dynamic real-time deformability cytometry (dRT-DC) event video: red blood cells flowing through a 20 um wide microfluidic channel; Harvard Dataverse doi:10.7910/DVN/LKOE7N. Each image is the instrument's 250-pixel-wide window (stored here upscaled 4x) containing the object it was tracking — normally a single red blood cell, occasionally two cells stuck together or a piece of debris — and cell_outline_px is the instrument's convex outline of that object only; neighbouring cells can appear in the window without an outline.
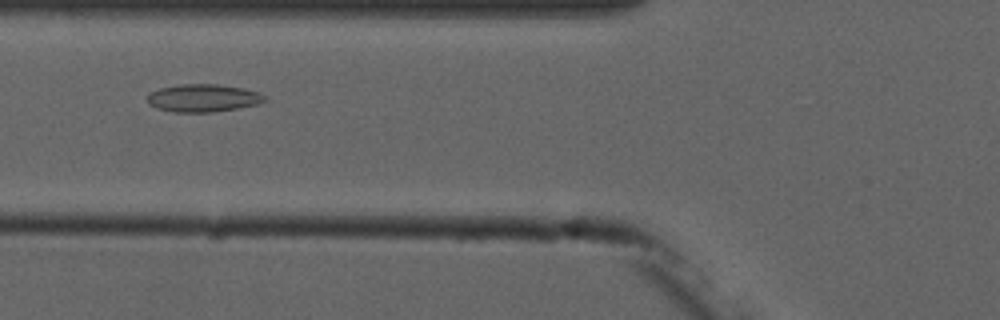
{"species": "common noctule bat (a hibernating species)", "species_latin": "Nyctalus noctula", "temperature_condition": "cold", "stored_images_in_passage": 8, "camera_frame_rate_fps": 3000, "um_per_image_px": 0.085, "animal": {"sex": "male", "forearm_length_mm": 52.5}, "frame": {"image": 1, "passage_image": 5, "time_ms": 4.667, "image_size_px": [1000, 320], "cell_outline_px": [[268, 100], [260, 104], [240, 108], [212, 112], [172, 112], [156, 108], [148, 104], [148, 96], [152, 92], [160, 88], [180, 84], [216, 84], [244, 88], [260, 92], [268, 96]], "centroid_in_image_um": [17.34, 8.34], "position_along_channel_um": 108.5, "area_um2": 19.25}}
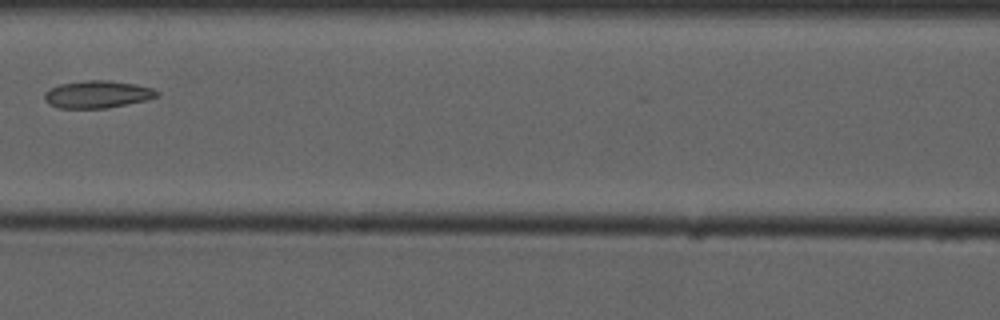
{"frame": {"image": 2, "passage_image": 6, "time_ms": 6.0, "image_size_px": [1000, 320], "cell_outline_px": [[160, 96], [148, 100], [108, 108], [60, 108], [48, 104], [44, 100], [44, 92], [60, 84], [88, 80], [108, 80], [136, 84], [152, 88], [160, 92]], "centroid_in_image_um": [8.32, 8.02], "position_along_channel_um": 158.3, "area_um2": 18.09}}
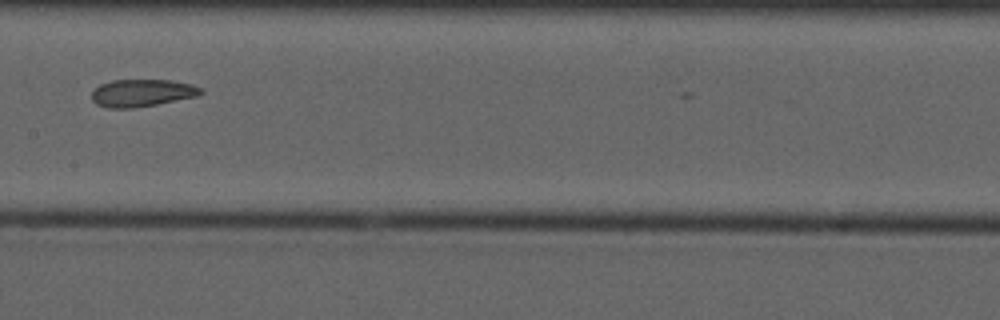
{"frame": {"image": 3, "passage_image": 7, "time_ms": 7.0, "image_size_px": [1000, 320], "cell_outline_px": [[204, 92], [196, 96], [156, 104], [132, 108], [108, 108], [96, 104], [92, 100], [92, 92], [100, 84], [112, 80], [168, 80], [192, 84], [200, 88]], "centroid_in_image_um": [12.04, 7.9], "position_along_channel_um": 195.4, "area_um2": 17.22}}